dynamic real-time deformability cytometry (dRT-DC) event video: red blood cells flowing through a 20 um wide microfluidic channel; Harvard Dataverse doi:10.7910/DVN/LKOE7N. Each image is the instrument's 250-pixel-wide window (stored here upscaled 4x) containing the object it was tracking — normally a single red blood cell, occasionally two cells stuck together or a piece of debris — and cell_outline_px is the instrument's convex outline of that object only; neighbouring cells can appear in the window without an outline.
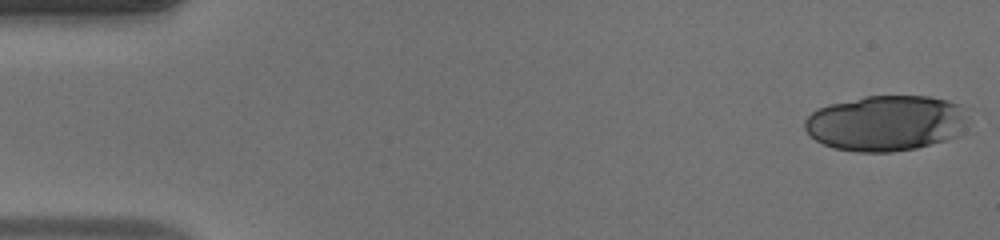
{"species": "human", "species_latin": "Homo sapiens", "temperature_condition": "warm", "stored_images_in_passage": 21, "camera_frame_rate_fps": 3000, "um_per_image_px": 0.085, "donor": {"sex": "male"}, "frame": {"image": 1, "passage_image": 1, "time_ms": 0.0, "image_size_px": [1000, 240], "cell_outline_px": [[968, 108], [960, 136], [948, 140], [916, 148], [892, 152], [856, 152], [832, 148], [816, 140], [804, 128], [804, 120], [816, 108], [828, 104], [864, 96], [928, 96], [948, 100], [960, 104]], "centroid_in_image_um": [75.32, 10.46], "position_along_channel_um": 9.7, "area_um2": 53.52}}
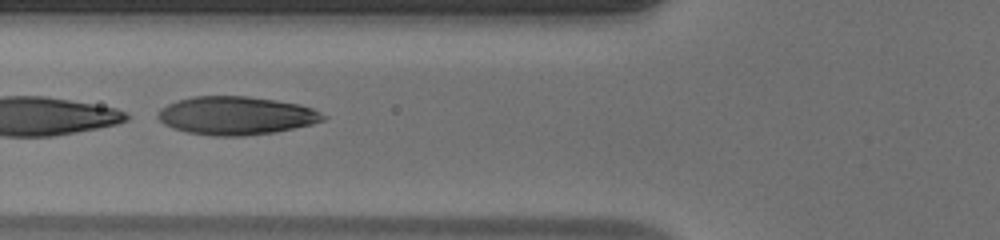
{"frame": {"image": 2, "passage_image": 19, "time_ms": 6.0, "image_size_px": [1000, 240], "cell_outline_px": [[328, 116], [324, 120], [312, 124], [276, 132], [244, 136], [212, 136], [188, 132], [172, 128], [164, 124], [156, 116], [156, 112], [160, 108], [176, 100], [192, 96], [248, 96], [276, 100], [300, 104], [312, 108]], "centroid_in_image_um": [20.05, 9.82], "position_along_channel_um": 105.7, "area_um2": 37.17}}